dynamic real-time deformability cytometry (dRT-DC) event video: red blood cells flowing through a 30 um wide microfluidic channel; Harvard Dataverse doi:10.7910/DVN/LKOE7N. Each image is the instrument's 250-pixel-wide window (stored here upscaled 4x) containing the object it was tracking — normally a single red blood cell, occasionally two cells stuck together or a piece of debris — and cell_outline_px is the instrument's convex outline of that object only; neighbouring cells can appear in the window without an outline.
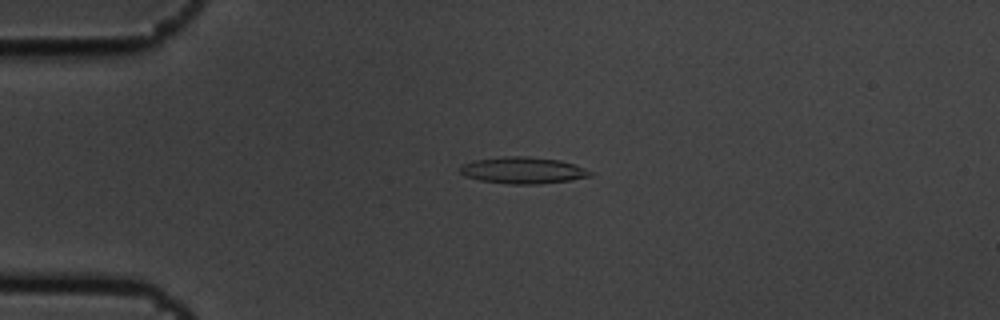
{"species": "common noctule bat (a hibernating species)", "species_latin": "Nyctalus noctula", "temperature_condition": "cold", "stored_images_in_passage": 4, "camera_frame_rate_fps": 3000, "um_per_image_px": 0.085, "animal": {"sex": "male", "body_mass_g": 19.5, "forearm_length_mm": 54.6}, "frame": {"image": 1, "passage_image": 4, "time_ms": 1.0, "image_size_px": [1000, 320], "cell_outline_px": [[592, 176], [572, 180], [540, 184], [508, 184], [480, 180], [464, 176], [460, 172], [460, 164], [472, 160], [504, 156], [528, 156], [560, 160], [576, 164], [592, 172]], "centroid_in_image_um": [44.44, 14.47], "position_along_channel_um": 40.6, "area_um2": 20.46}}